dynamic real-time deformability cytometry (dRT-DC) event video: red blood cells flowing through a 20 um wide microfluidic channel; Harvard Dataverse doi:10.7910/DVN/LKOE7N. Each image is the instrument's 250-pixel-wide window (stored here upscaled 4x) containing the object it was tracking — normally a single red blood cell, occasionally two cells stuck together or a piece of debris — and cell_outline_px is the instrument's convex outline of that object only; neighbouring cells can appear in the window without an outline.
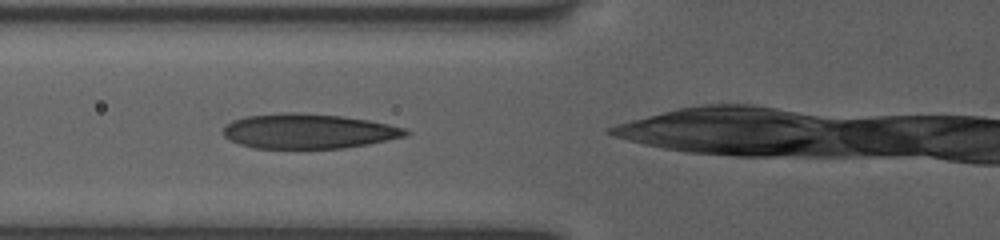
{"species": "human", "species_latin": "Homo sapiens", "temperature_condition": "room temperature", "stored_images_in_passage": 6, "camera_frame_rate_fps": 3000, "um_per_image_px": 0.085, "donor": {"sex": "female"}, "frame": {"image": 1, "passage_image": 3, "time_ms": 1.333, "image_size_px": [1000, 240], "cell_outline_px": [[412, 132], [408, 136], [368, 144], [344, 148], [252, 148], [228, 140], [224, 136], [224, 128], [232, 120], [244, 116], [280, 112], [292, 112], [340, 116], [368, 120], [388, 124], [404, 128]], "centroid_in_image_um": [26.21, 11.15], "position_along_channel_um": 99.6, "area_um2": 37.11}}
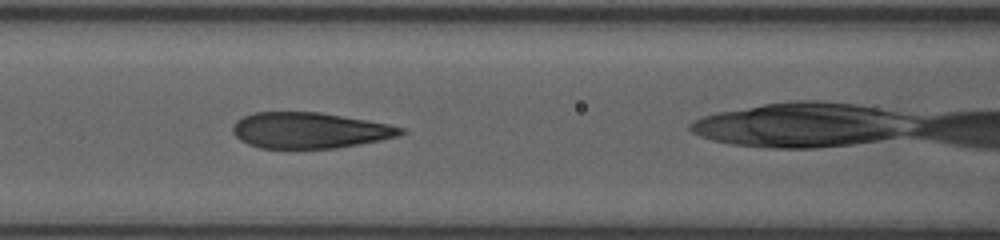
{"frame": {"image": 2, "passage_image": 4, "time_ms": 2.333, "image_size_px": [1000, 240], "cell_outline_px": [[408, 132], [396, 136], [380, 140], [336, 148], [260, 148], [248, 144], [240, 140], [232, 132], [232, 124], [236, 120], [252, 112], [320, 112], [388, 124], [404, 128]], "centroid_in_image_um": [26.28, 11.08], "position_along_channel_um": 140.3, "area_um2": 35.08}}
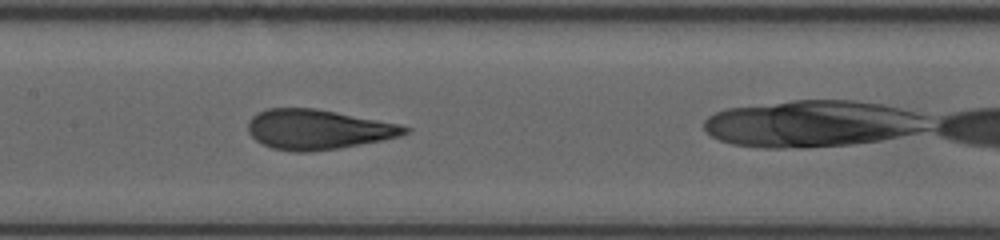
{"frame": {"image": 3, "passage_image": 5, "time_ms": 3.333, "image_size_px": [1000, 240], "cell_outline_px": [[412, 128], [408, 132], [400, 136], [384, 140], [340, 148], [312, 152], [292, 152], [272, 148], [256, 140], [248, 132], [248, 120], [252, 116], [268, 108], [316, 108], [400, 124]], "centroid_in_image_um": [27.04, 11.01], "position_along_channel_um": 180.4, "area_um2": 36.59}}